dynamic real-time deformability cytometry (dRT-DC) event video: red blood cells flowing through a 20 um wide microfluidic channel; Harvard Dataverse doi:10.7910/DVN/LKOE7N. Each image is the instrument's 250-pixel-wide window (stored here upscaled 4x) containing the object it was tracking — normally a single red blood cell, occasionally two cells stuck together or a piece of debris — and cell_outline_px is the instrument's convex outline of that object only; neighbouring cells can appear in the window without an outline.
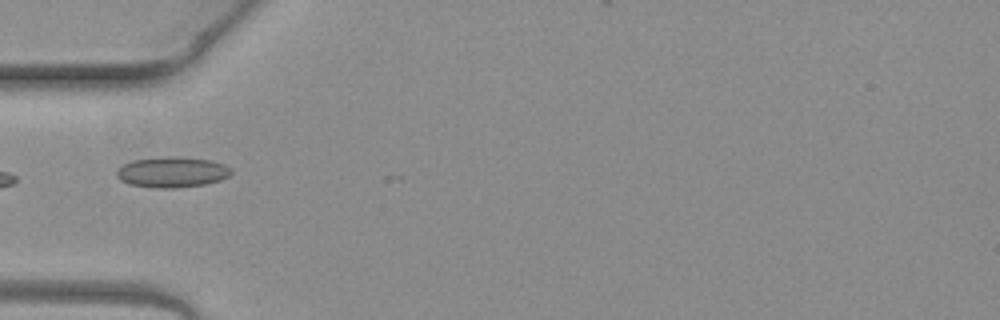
{"species": "common noctule bat (a hibernating species)", "species_latin": "Nyctalus noctula", "temperature_condition": "warm", "stored_images_in_passage": 6, "camera_frame_rate_fps": 3000, "um_per_image_px": 0.085, "animal": {"sex": "female", "body_mass_g": 19.3, "forearm_length_mm": 54.1}, "frame": {"image": 1, "passage_image": 5, "time_ms": 1.333, "image_size_px": [1000, 320], "cell_outline_px": [[232, 172], [228, 176], [220, 180], [204, 184], [176, 188], [156, 188], [128, 184], [120, 180], [116, 176], [116, 172], [120, 164], [132, 160], [164, 156], [212, 160], [224, 164], [232, 168]], "centroid_in_image_um": [14.59, 14.63], "position_along_channel_um": 70.4, "area_um2": 20.58}}
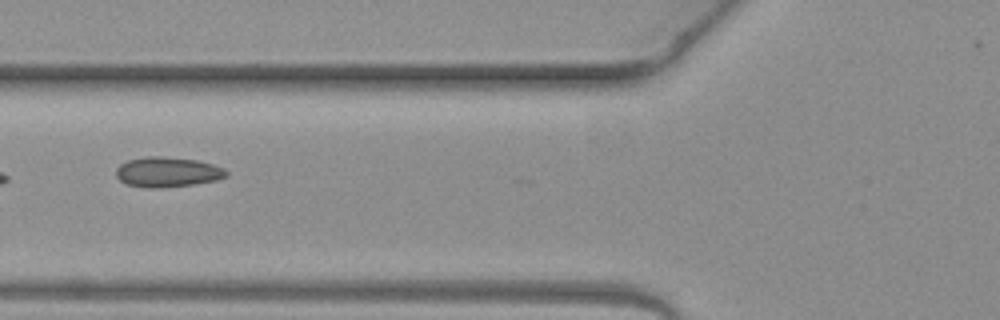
{"frame": {"image": 2, "passage_image": 6, "time_ms": 1.667, "image_size_px": [1000, 320], "cell_outline_px": [[228, 176], [216, 180], [192, 184], [160, 188], [152, 188], [128, 184], [120, 180], [116, 176], [116, 168], [120, 164], [128, 160], [148, 156], [160, 156], [196, 160], [212, 164], [224, 168], [228, 172]], "centroid_in_image_um": [14.24, 14.62], "position_along_channel_um": 111.6, "area_um2": 19.13}}